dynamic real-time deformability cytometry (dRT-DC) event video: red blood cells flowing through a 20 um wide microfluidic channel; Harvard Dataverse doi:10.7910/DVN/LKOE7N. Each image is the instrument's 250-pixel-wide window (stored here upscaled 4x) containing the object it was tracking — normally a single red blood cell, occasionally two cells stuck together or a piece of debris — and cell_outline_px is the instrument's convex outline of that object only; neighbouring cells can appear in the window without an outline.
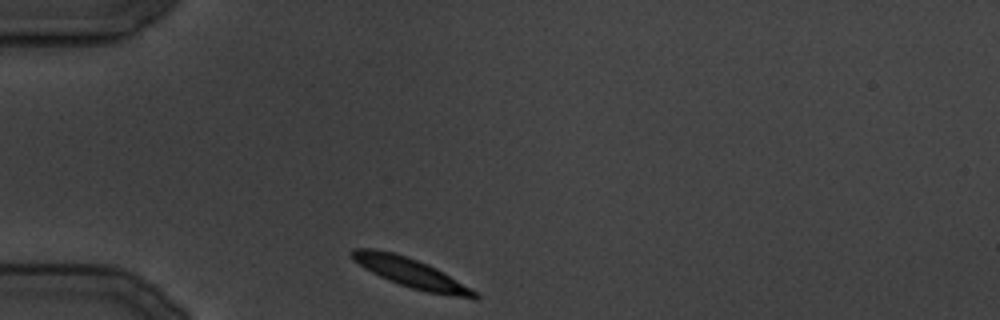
{"species": "common noctule bat (a hibernating species)", "species_latin": "Nyctalus noctula", "temperature_condition": "cold", "stored_images_in_passage": 7, "camera_frame_rate_fps": 3000, "um_per_image_px": 0.085, "animal": {"sex": "male", "body_mass_g": 19.5, "forearm_length_mm": 54.6}, "frame": {"image": 1, "passage_image": 1, "time_ms": 0.0, "image_size_px": [1000, 320], "cell_outline_px": [[480, 296], [476, 300], [472, 300], [428, 292], [412, 288], [388, 280], [364, 268], [352, 260], [348, 252], [352, 248], [376, 248], [392, 252], [416, 260], [436, 268], [476, 292]], "centroid_in_image_um": [34.87, 23.19], "position_along_channel_um": 50.1, "area_um2": 20.87}}
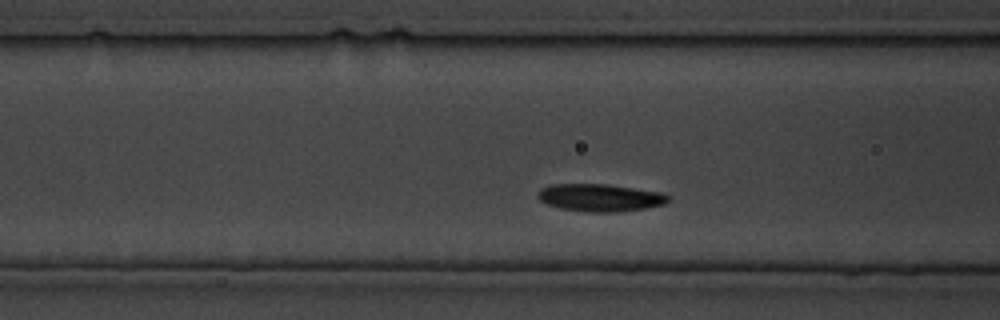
{"frame": {"image": 2, "passage_image": 6, "time_ms": 5.667, "image_size_px": [1000, 320], "cell_outline_px": [[672, 196], [664, 204], [644, 208], [616, 212], [588, 212], [560, 208], [548, 204], [540, 200], [536, 196], [536, 192], [540, 188], [552, 184], [608, 184], [664, 192]], "centroid_in_image_um": [51.01, 16.79], "position_along_channel_um": 115.6, "area_um2": 21.1}}